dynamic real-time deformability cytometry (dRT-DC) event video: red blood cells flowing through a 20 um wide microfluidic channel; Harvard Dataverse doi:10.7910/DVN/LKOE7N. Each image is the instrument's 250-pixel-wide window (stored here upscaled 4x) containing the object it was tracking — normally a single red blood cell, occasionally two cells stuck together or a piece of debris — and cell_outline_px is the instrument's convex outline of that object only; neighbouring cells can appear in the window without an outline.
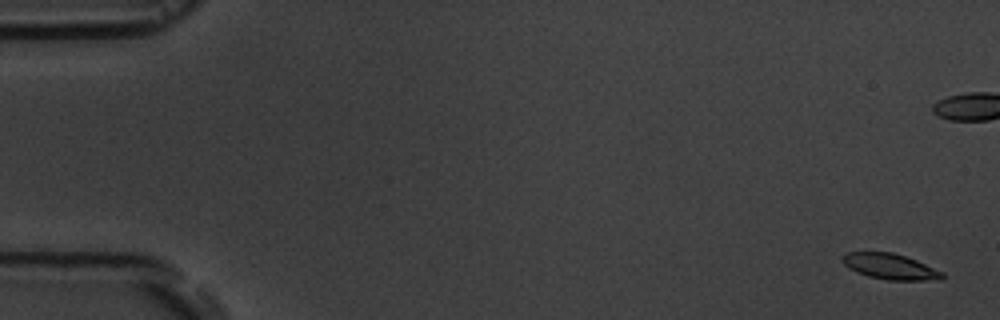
{"species": "common noctule bat (a hibernating species)", "species_latin": "Nyctalus noctula", "temperature_condition": "room temperature", "stored_images_in_passage": 5, "camera_frame_rate_fps": 3000, "um_per_image_px": 0.085, "animal": {"sex": "male", "body_mass_g": 19.5, "forearm_length_mm": 54.6}, "frame": {"image": 1, "passage_image": 1, "time_ms": 0.0, "image_size_px": [1000, 320], "cell_outline_px": [[944, 276], [940, 280], [888, 280], [868, 276], [856, 272], [848, 268], [844, 264], [840, 256], [848, 252], [892, 252], [916, 260], [944, 272]], "centroid_in_image_um": [75.65, 22.65], "position_along_channel_um": 9.3, "area_um2": 14.97}}
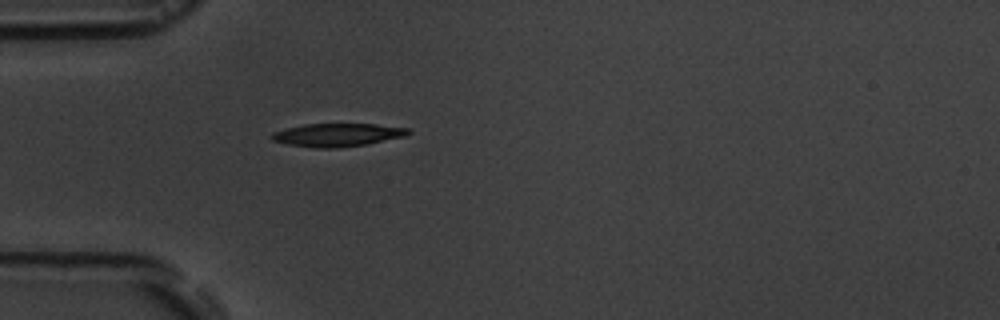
{"frame": {"image": 2, "passage_image": 5, "time_ms": 6.333, "image_size_px": [1000, 320], "cell_outline_px": [[412, 132], [404, 136], [364, 144], [336, 148], [316, 148], [288, 144], [272, 140], [272, 132], [304, 124], [376, 124], [408, 128]], "centroid_in_image_um": [28.67, 11.46], "position_along_channel_um": 56.3, "area_um2": 18.09}}